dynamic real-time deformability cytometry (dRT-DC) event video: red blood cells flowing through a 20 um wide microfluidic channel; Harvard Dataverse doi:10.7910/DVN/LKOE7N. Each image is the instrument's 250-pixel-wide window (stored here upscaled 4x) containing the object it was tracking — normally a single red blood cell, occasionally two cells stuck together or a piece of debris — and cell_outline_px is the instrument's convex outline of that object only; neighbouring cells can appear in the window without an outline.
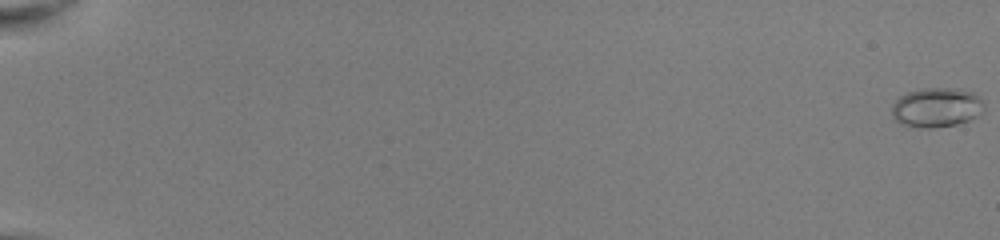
{"species": "common noctule bat (a hibernating species)", "species_latin": "Nyctalus noctula", "temperature_condition": "room temperature", "stored_images_in_passage": 24, "camera_frame_rate_fps": 3000, "um_per_image_px": 0.085, "animal": {"sex": "female", "body_mass_g": 22.0, "forearm_length_mm": 56.7}, "frame": {"image": 1, "passage_image": 1, "time_ms": 0.0, "image_size_px": [1000, 240], "cell_outline_px": [[984, 112], [968, 120], [956, 124], [932, 128], [924, 128], [900, 124], [892, 116], [892, 104], [900, 96], [908, 92], [920, 88], [956, 88], [972, 92], [984, 100]], "centroid_in_image_um": [79.61, 9.12], "position_along_channel_um": 5.4, "area_um2": 21.39}}
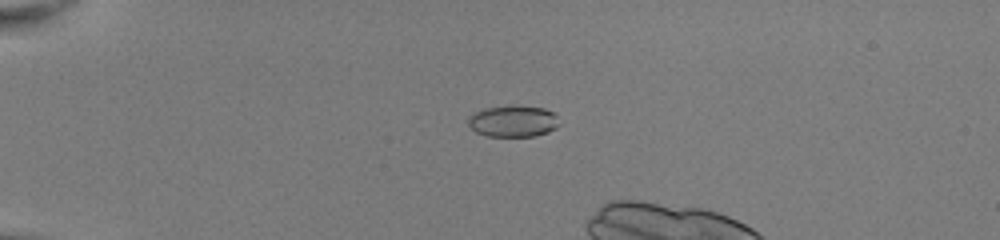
{"frame": {"image": 2, "passage_image": 16, "time_ms": 5.0, "image_size_px": [1000, 240], "cell_outline_px": [[560, 124], [556, 128], [548, 132], [536, 136], [488, 136], [476, 132], [468, 124], [468, 116], [472, 112], [484, 108], [512, 104], [544, 108], [552, 112], [556, 116]], "centroid_in_image_um": [43.6, 10.28], "position_along_channel_um": 41.4, "area_um2": 17.05}}
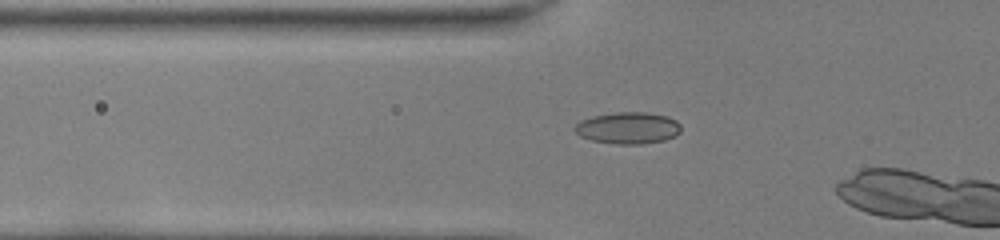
{"frame": {"image": 3, "passage_image": 22, "time_ms": 7.0, "image_size_px": [1000, 240], "cell_outline_px": [[680, 132], [676, 136], [664, 140], [644, 144], [616, 144], [592, 140], [580, 136], [572, 128], [580, 120], [592, 116], [616, 112], [644, 112], [668, 116], [676, 120], [680, 124]], "centroid_in_image_um": [53.38, 10.87], "position_along_channel_um": 72.4, "area_um2": 19.77}}